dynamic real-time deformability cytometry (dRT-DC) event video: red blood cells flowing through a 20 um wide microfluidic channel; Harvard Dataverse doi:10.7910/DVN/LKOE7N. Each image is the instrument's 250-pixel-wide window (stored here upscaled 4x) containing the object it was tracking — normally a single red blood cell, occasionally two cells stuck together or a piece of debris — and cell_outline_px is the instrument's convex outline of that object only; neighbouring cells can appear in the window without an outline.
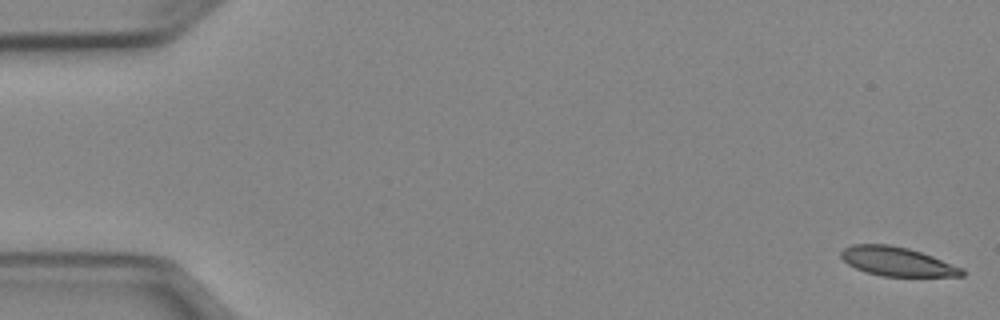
{"species": "Egyptian fruit bat (a non-hibernating species)", "species_latin": "Rousettus aegyptiacus", "temperature_condition": "cold", "stored_images_in_passage": 13, "camera_frame_rate_fps": 3000, "um_per_image_px": 0.085, "animal": {"sex": "female"}, "frame": {"image": 1, "passage_image": 1, "time_ms": 0.0, "image_size_px": [1000, 320], "cell_outline_px": [[964, 276], [884, 276], [868, 272], [856, 268], [848, 264], [840, 256], [840, 252], [844, 248], [852, 244], [888, 244], [908, 248], [932, 256], [964, 268]], "centroid_in_image_um": [76.26, 22.22], "position_along_channel_um": 8.7, "area_um2": 20.29}}